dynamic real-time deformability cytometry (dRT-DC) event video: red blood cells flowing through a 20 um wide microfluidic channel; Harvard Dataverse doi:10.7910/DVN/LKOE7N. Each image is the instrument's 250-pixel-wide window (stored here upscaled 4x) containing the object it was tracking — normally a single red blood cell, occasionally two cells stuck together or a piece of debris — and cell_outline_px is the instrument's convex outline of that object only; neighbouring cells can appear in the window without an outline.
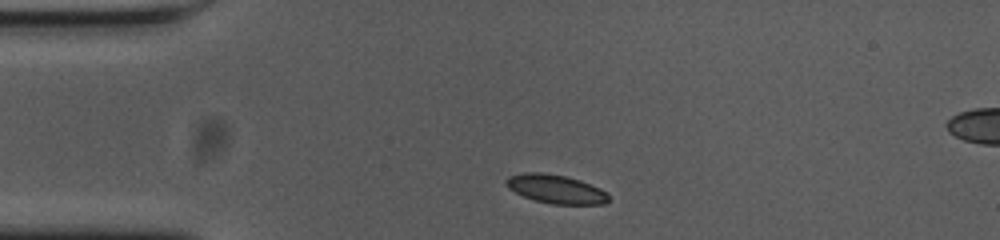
{"species": "common noctule bat (a hibernating species)", "species_latin": "Nyctalus noctula", "temperature_condition": "cold", "stored_images_in_passage": 46, "camera_frame_rate_fps": 3000, "um_per_image_px": 0.085, "animal": {"sex": "female", "body_mass_g": 23.0, "forearm_length_mm": 53.4}, "frame": {"image": 1, "passage_image": 1, "time_ms": 0.0, "image_size_px": [1000, 240], "cell_outline_px": [[608, 200], [604, 204], [552, 204], [536, 200], [524, 196], [508, 188], [504, 184], [504, 180], [508, 176], [524, 172], [544, 172], [564, 176], [580, 180], [600, 188], [608, 192]], "centroid_in_image_um": [47.22, 16.05], "position_along_channel_um": 37.8, "area_um2": 17.17}}
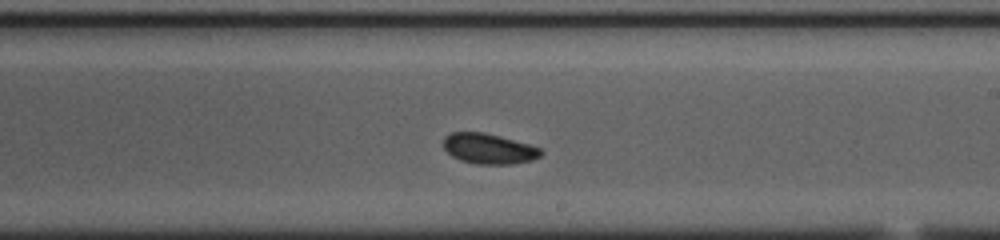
{"frame": {"image": 2, "passage_image": 21, "time_ms": 6.667, "image_size_px": [1000, 240], "cell_outline_px": [[544, 152], [540, 156], [532, 160], [512, 164], [476, 164], [460, 160], [452, 156], [444, 148], [444, 136], [452, 132], [484, 132], [500, 136], [528, 144], [540, 148]], "centroid_in_image_um": [41.54, 12.64], "position_along_channel_um": 247.5, "area_um2": 17.22}}
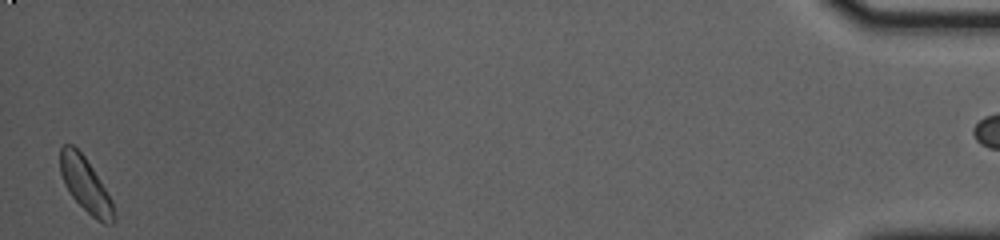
{"frame": {"image": 3, "passage_image": 44, "time_ms": 14.333, "image_size_px": [1000, 240], "cell_outline_px": [[116, 220], [112, 224], [104, 224], [96, 220], [72, 196], [64, 184], [60, 172], [60, 148], [64, 144], [72, 144], [84, 156], [92, 168], [112, 200], [116, 216]], "centroid_in_image_um": [7.28, 15.73], "position_along_channel_um": 427.9, "area_um2": 16.88}}